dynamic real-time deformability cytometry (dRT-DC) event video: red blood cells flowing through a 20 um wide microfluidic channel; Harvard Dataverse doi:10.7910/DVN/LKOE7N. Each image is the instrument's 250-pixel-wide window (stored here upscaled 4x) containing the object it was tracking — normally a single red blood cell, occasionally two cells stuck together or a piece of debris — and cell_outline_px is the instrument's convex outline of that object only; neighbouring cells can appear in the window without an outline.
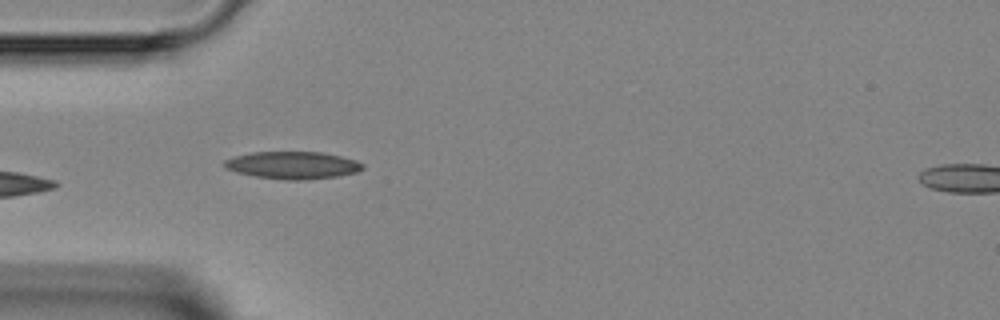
{"species": "Egyptian fruit bat (a non-hibernating species)", "species_latin": "Rousettus aegyptiacus", "temperature_condition": "room temperature", "stored_images_in_passage": 2, "camera_frame_rate_fps": 3000, "um_per_image_px": 0.085, "animal": {"sex": "female"}, "frame": {"image": 1, "passage_image": 1, "time_ms": 0.0, "image_size_px": [1000, 320], "cell_outline_px": [[364, 168], [356, 172], [336, 176], [308, 180], [284, 180], [256, 176], [236, 172], [224, 168], [224, 160], [236, 156], [252, 152], [324, 152], [356, 160], [364, 164]], "centroid_in_image_um": [24.88, 14.04], "position_along_channel_um": 60.1, "area_um2": 22.08}}
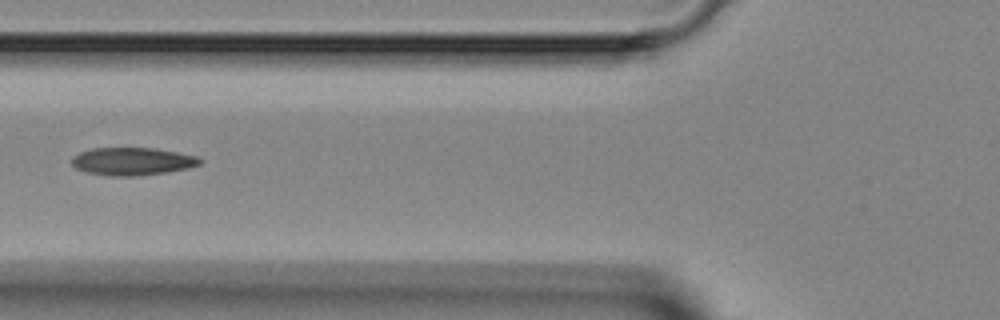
{"frame": {"image": 2, "passage_image": 2, "time_ms": 1.333, "image_size_px": [1000, 320], "cell_outline_px": [[204, 160], [200, 164], [188, 168], [164, 172], [132, 176], [108, 176], [88, 172], [76, 168], [72, 164], [72, 156], [80, 152], [92, 148], [156, 148], [196, 156]], "centroid_in_image_um": [11.24, 13.71], "position_along_channel_um": 114.6, "area_um2": 20.58}}